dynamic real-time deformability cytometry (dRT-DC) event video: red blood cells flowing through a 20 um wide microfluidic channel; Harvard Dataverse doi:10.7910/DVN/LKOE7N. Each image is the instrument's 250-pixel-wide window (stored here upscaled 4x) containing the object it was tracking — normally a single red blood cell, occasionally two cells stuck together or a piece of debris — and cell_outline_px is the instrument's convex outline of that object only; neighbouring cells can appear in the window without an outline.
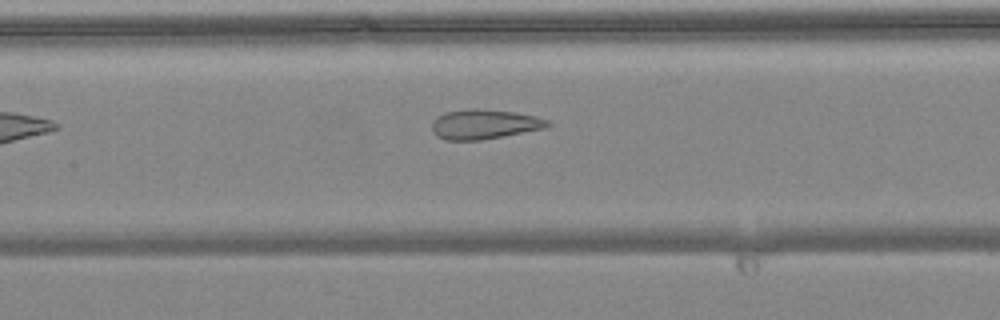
{"species": "common noctule bat (a hibernating species)", "species_latin": "Nyctalus noctula", "temperature_condition": "warm", "stored_images_in_passage": 6, "camera_frame_rate_fps": 3000, "um_per_image_px": 0.085, "animal": {"sex": "female", "body_mass_g": 24.6, "forearm_length_mm": 56.2}, "frame": {"image": 1, "passage_image": 6, "time_ms": 1.667, "image_size_px": [1000, 320], "cell_outline_px": [[552, 124], [544, 128], [480, 140], [444, 140], [436, 136], [432, 132], [432, 120], [436, 116], [444, 112], [472, 108], [476, 108], [516, 112], [536, 116], [548, 120]], "centroid_in_image_um": [41.11, 10.55], "position_along_channel_um": 166.3, "area_um2": 20.11}}